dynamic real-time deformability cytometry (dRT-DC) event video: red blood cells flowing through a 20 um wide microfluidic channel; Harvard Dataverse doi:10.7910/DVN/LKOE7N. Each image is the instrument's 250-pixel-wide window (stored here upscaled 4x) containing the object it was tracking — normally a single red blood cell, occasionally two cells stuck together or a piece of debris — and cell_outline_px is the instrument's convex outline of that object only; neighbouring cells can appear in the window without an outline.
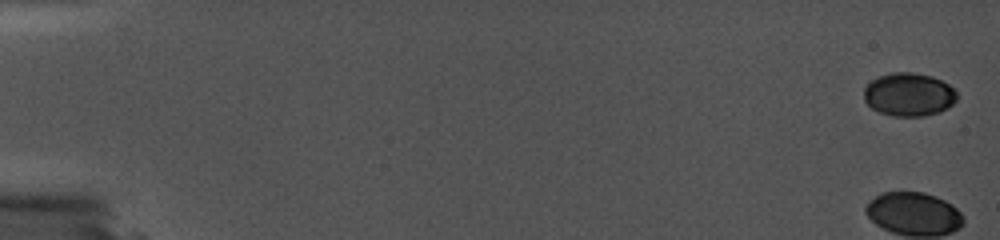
{"species": "common noctule bat (a hibernating species)", "species_latin": "Nyctalus noctula", "temperature_condition": "cold", "stored_images_in_passage": 10, "camera_frame_rate_fps": 5000, "um_per_image_px": 0.085, "animal": {"sex": "female", "body_mass_g": 19.0, "forearm_length_mm": 56.7}, "frame": {"image": 1, "passage_image": 1, "time_ms": 0.0, "image_size_px": [1000, 240], "cell_outline_px": [[956, 100], [948, 108], [940, 112], [924, 116], [892, 116], [880, 112], [872, 108], [864, 100], [864, 88], [872, 80], [880, 76], [892, 72], [912, 72], [932, 76], [948, 84], [956, 92]], "centroid_in_image_um": [77.25, 8.04], "position_along_channel_um": 7.8, "area_um2": 23.41}}